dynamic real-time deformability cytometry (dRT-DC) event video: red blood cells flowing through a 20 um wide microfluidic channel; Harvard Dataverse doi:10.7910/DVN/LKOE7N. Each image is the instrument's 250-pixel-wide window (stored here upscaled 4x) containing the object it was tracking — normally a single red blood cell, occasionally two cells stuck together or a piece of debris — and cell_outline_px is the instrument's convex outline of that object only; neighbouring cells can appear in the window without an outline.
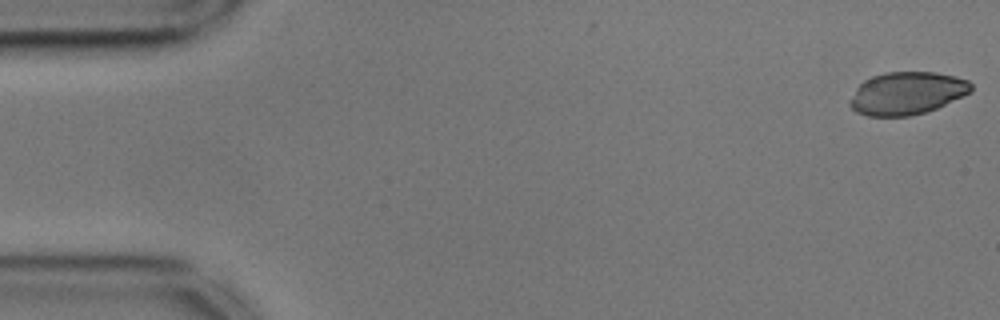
{"species": "common noctule bat (a hibernating species)", "species_latin": "Nyctalus noctula", "temperature_condition": "cold", "stored_images_in_passage": 55, "camera_frame_rate_fps": 3000, "um_per_image_px": 0.085, "animal": {"sex": "male", "body_mass_g": 17.9, "forearm_length_mm": 54.2}, "frame": {"image": 1, "passage_image": 1, "time_ms": 0.0, "image_size_px": [1000, 320], "cell_outline_px": [[972, 92], [964, 96], [936, 108], [912, 116], [868, 116], [856, 112], [848, 104], [848, 100], [856, 88], [864, 80], [872, 76], [884, 72], [936, 72], [956, 76], [968, 80], [972, 84]], "centroid_in_image_um": [77.08, 7.92], "position_along_channel_um": 7.9, "area_um2": 30.4}}
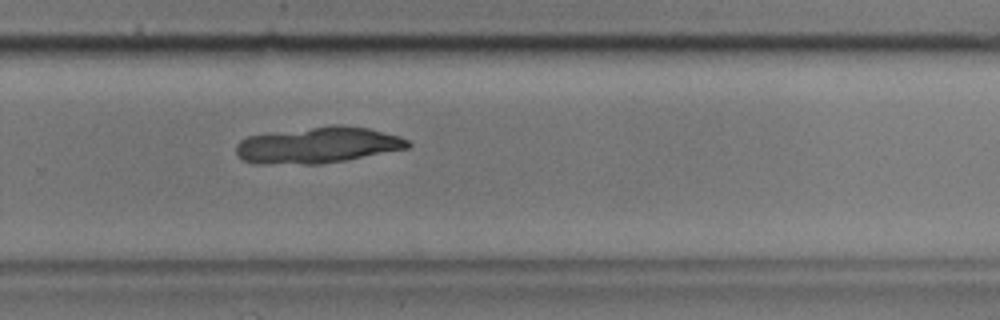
{"frame": {"image": 2, "passage_image": 36, "time_ms": 11.667, "image_size_px": [1000, 320], "cell_outline_px": [[412, 144], [408, 148], [344, 160], [320, 164], [252, 164], [236, 156], [236, 144], [240, 140], [248, 136], [264, 132], [332, 124], [340, 124], [368, 128], [400, 136], [408, 140]], "centroid_in_image_um": [26.95, 12.32], "position_along_channel_um": 302.9, "area_um2": 36.88}}
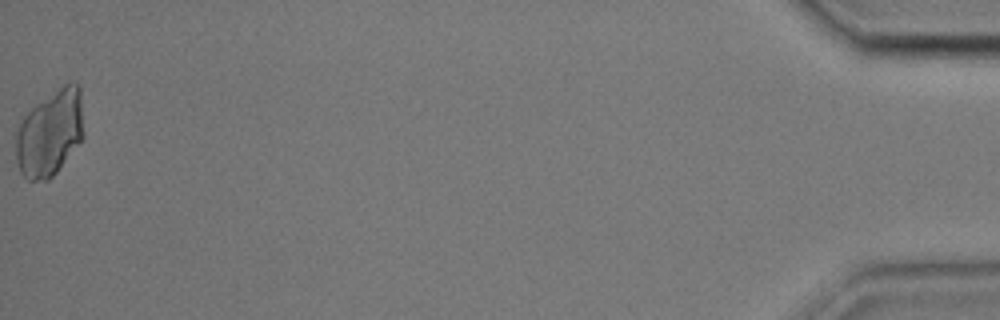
{"frame": {"image": 3, "passage_image": 55, "time_ms": 18.0, "image_size_px": [1000, 320], "cell_outline_px": [[84, 136], [56, 172], [48, 180], [28, 180], [20, 172], [16, 160], [12, 132], [20, 116], [36, 104], [64, 84], [72, 80], [76, 80], [80, 88]], "centroid_in_image_um": [4.17, 11.28], "position_along_channel_um": 431.0, "area_um2": 34.91}}